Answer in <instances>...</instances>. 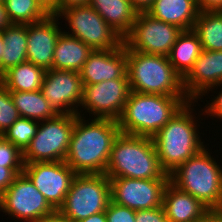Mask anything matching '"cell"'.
Segmentation results:
<instances>
[{
  "instance_id": "cell-6",
  "label": "cell",
  "mask_w": 222,
  "mask_h": 222,
  "mask_svg": "<svg viewBox=\"0 0 222 222\" xmlns=\"http://www.w3.org/2000/svg\"><path fill=\"white\" fill-rule=\"evenodd\" d=\"M126 59L131 91L187 97L183 79L174 70L167 56L137 52L126 46Z\"/></svg>"
},
{
  "instance_id": "cell-43",
  "label": "cell",
  "mask_w": 222,
  "mask_h": 222,
  "mask_svg": "<svg viewBox=\"0 0 222 222\" xmlns=\"http://www.w3.org/2000/svg\"><path fill=\"white\" fill-rule=\"evenodd\" d=\"M203 222H222V212H211Z\"/></svg>"
},
{
  "instance_id": "cell-17",
  "label": "cell",
  "mask_w": 222,
  "mask_h": 222,
  "mask_svg": "<svg viewBox=\"0 0 222 222\" xmlns=\"http://www.w3.org/2000/svg\"><path fill=\"white\" fill-rule=\"evenodd\" d=\"M79 73L83 85L128 79L126 45L123 42L116 49L93 50Z\"/></svg>"
},
{
  "instance_id": "cell-14",
  "label": "cell",
  "mask_w": 222,
  "mask_h": 222,
  "mask_svg": "<svg viewBox=\"0 0 222 222\" xmlns=\"http://www.w3.org/2000/svg\"><path fill=\"white\" fill-rule=\"evenodd\" d=\"M40 91L57 114L85 116L79 110L83 92L79 72L46 70Z\"/></svg>"
},
{
  "instance_id": "cell-34",
  "label": "cell",
  "mask_w": 222,
  "mask_h": 222,
  "mask_svg": "<svg viewBox=\"0 0 222 222\" xmlns=\"http://www.w3.org/2000/svg\"><path fill=\"white\" fill-rule=\"evenodd\" d=\"M222 87V83L220 85H217L216 86H213L212 88H210L206 93H209V91H212V89L214 90H217L218 87ZM222 89V88H221ZM211 102H208V104H206L204 106V109H203V112H204V115L203 116H206L207 115V118L210 116H212V119L213 117H216L217 119H219L220 121L222 120V90L219 91L218 95L216 97H214V99L210 100ZM206 113V114H205Z\"/></svg>"
},
{
  "instance_id": "cell-36",
  "label": "cell",
  "mask_w": 222,
  "mask_h": 222,
  "mask_svg": "<svg viewBox=\"0 0 222 222\" xmlns=\"http://www.w3.org/2000/svg\"><path fill=\"white\" fill-rule=\"evenodd\" d=\"M200 11H222V0H196Z\"/></svg>"
},
{
  "instance_id": "cell-25",
  "label": "cell",
  "mask_w": 222,
  "mask_h": 222,
  "mask_svg": "<svg viewBox=\"0 0 222 222\" xmlns=\"http://www.w3.org/2000/svg\"><path fill=\"white\" fill-rule=\"evenodd\" d=\"M45 70L30 62H24L10 68L1 77L0 82L10 91H38L40 90Z\"/></svg>"
},
{
  "instance_id": "cell-35",
  "label": "cell",
  "mask_w": 222,
  "mask_h": 222,
  "mask_svg": "<svg viewBox=\"0 0 222 222\" xmlns=\"http://www.w3.org/2000/svg\"><path fill=\"white\" fill-rule=\"evenodd\" d=\"M24 167L0 166V198L4 191L13 183L18 174L23 173Z\"/></svg>"
},
{
  "instance_id": "cell-15",
  "label": "cell",
  "mask_w": 222,
  "mask_h": 222,
  "mask_svg": "<svg viewBox=\"0 0 222 222\" xmlns=\"http://www.w3.org/2000/svg\"><path fill=\"white\" fill-rule=\"evenodd\" d=\"M111 201L133 210L162 207L170 179L109 178Z\"/></svg>"
},
{
  "instance_id": "cell-37",
  "label": "cell",
  "mask_w": 222,
  "mask_h": 222,
  "mask_svg": "<svg viewBox=\"0 0 222 222\" xmlns=\"http://www.w3.org/2000/svg\"><path fill=\"white\" fill-rule=\"evenodd\" d=\"M89 0H57L56 1V15L66 8L79 5H88Z\"/></svg>"
},
{
  "instance_id": "cell-38",
  "label": "cell",
  "mask_w": 222,
  "mask_h": 222,
  "mask_svg": "<svg viewBox=\"0 0 222 222\" xmlns=\"http://www.w3.org/2000/svg\"><path fill=\"white\" fill-rule=\"evenodd\" d=\"M38 222H73L64 216L59 210H55L53 213L42 217Z\"/></svg>"
},
{
  "instance_id": "cell-26",
  "label": "cell",
  "mask_w": 222,
  "mask_h": 222,
  "mask_svg": "<svg viewBox=\"0 0 222 222\" xmlns=\"http://www.w3.org/2000/svg\"><path fill=\"white\" fill-rule=\"evenodd\" d=\"M10 94L20 117L40 122L55 118L58 115L40 90L16 91L10 92Z\"/></svg>"
},
{
  "instance_id": "cell-12",
  "label": "cell",
  "mask_w": 222,
  "mask_h": 222,
  "mask_svg": "<svg viewBox=\"0 0 222 222\" xmlns=\"http://www.w3.org/2000/svg\"><path fill=\"white\" fill-rule=\"evenodd\" d=\"M131 90L129 79L102 81L92 85H83L79 109L91 117L118 121L124 110ZM82 106V107H81Z\"/></svg>"
},
{
  "instance_id": "cell-39",
  "label": "cell",
  "mask_w": 222,
  "mask_h": 222,
  "mask_svg": "<svg viewBox=\"0 0 222 222\" xmlns=\"http://www.w3.org/2000/svg\"><path fill=\"white\" fill-rule=\"evenodd\" d=\"M154 0H130L133 7L138 12H147V10L152 6Z\"/></svg>"
},
{
  "instance_id": "cell-19",
  "label": "cell",
  "mask_w": 222,
  "mask_h": 222,
  "mask_svg": "<svg viewBox=\"0 0 222 222\" xmlns=\"http://www.w3.org/2000/svg\"><path fill=\"white\" fill-rule=\"evenodd\" d=\"M162 207L168 222H203L211 213L197 198L170 181L164 190Z\"/></svg>"
},
{
  "instance_id": "cell-10",
  "label": "cell",
  "mask_w": 222,
  "mask_h": 222,
  "mask_svg": "<svg viewBox=\"0 0 222 222\" xmlns=\"http://www.w3.org/2000/svg\"><path fill=\"white\" fill-rule=\"evenodd\" d=\"M0 211L20 222H38L55 211L24 174H18L0 198Z\"/></svg>"
},
{
  "instance_id": "cell-3",
  "label": "cell",
  "mask_w": 222,
  "mask_h": 222,
  "mask_svg": "<svg viewBox=\"0 0 222 222\" xmlns=\"http://www.w3.org/2000/svg\"><path fill=\"white\" fill-rule=\"evenodd\" d=\"M105 174L108 178L170 179L152 137L123 133L112 144Z\"/></svg>"
},
{
  "instance_id": "cell-44",
  "label": "cell",
  "mask_w": 222,
  "mask_h": 222,
  "mask_svg": "<svg viewBox=\"0 0 222 222\" xmlns=\"http://www.w3.org/2000/svg\"><path fill=\"white\" fill-rule=\"evenodd\" d=\"M3 47H4V38L2 30H0V77H1V59H2Z\"/></svg>"
},
{
  "instance_id": "cell-22",
  "label": "cell",
  "mask_w": 222,
  "mask_h": 222,
  "mask_svg": "<svg viewBox=\"0 0 222 222\" xmlns=\"http://www.w3.org/2000/svg\"><path fill=\"white\" fill-rule=\"evenodd\" d=\"M92 51L87 44L62 31L55 44L53 69L80 72Z\"/></svg>"
},
{
  "instance_id": "cell-30",
  "label": "cell",
  "mask_w": 222,
  "mask_h": 222,
  "mask_svg": "<svg viewBox=\"0 0 222 222\" xmlns=\"http://www.w3.org/2000/svg\"><path fill=\"white\" fill-rule=\"evenodd\" d=\"M20 118L10 91L0 82V133L4 134Z\"/></svg>"
},
{
  "instance_id": "cell-16",
  "label": "cell",
  "mask_w": 222,
  "mask_h": 222,
  "mask_svg": "<svg viewBox=\"0 0 222 222\" xmlns=\"http://www.w3.org/2000/svg\"><path fill=\"white\" fill-rule=\"evenodd\" d=\"M57 15L49 14L44 20L27 24V62L46 70L53 69L57 38L62 33Z\"/></svg>"
},
{
  "instance_id": "cell-21",
  "label": "cell",
  "mask_w": 222,
  "mask_h": 222,
  "mask_svg": "<svg viewBox=\"0 0 222 222\" xmlns=\"http://www.w3.org/2000/svg\"><path fill=\"white\" fill-rule=\"evenodd\" d=\"M88 5L123 39L132 30L138 14L130 0H89Z\"/></svg>"
},
{
  "instance_id": "cell-11",
  "label": "cell",
  "mask_w": 222,
  "mask_h": 222,
  "mask_svg": "<svg viewBox=\"0 0 222 222\" xmlns=\"http://www.w3.org/2000/svg\"><path fill=\"white\" fill-rule=\"evenodd\" d=\"M182 31L180 27L160 21L147 12H138L132 30L123 42L130 50L168 56Z\"/></svg>"
},
{
  "instance_id": "cell-13",
  "label": "cell",
  "mask_w": 222,
  "mask_h": 222,
  "mask_svg": "<svg viewBox=\"0 0 222 222\" xmlns=\"http://www.w3.org/2000/svg\"><path fill=\"white\" fill-rule=\"evenodd\" d=\"M23 173L55 210L64 204L66 194L77 175L65 161L27 163Z\"/></svg>"
},
{
  "instance_id": "cell-7",
  "label": "cell",
  "mask_w": 222,
  "mask_h": 222,
  "mask_svg": "<svg viewBox=\"0 0 222 222\" xmlns=\"http://www.w3.org/2000/svg\"><path fill=\"white\" fill-rule=\"evenodd\" d=\"M111 201L110 180L106 174H77L58 209L73 222L104 212Z\"/></svg>"
},
{
  "instance_id": "cell-42",
  "label": "cell",
  "mask_w": 222,
  "mask_h": 222,
  "mask_svg": "<svg viewBox=\"0 0 222 222\" xmlns=\"http://www.w3.org/2000/svg\"><path fill=\"white\" fill-rule=\"evenodd\" d=\"M10 21L7 17L4 3L0 2V30H3L6 26L10 25Z\"/></svg>"
},
{
  "instance_id": "cell-40",
  "label": "cell",
  "mask_w": 222,
  "mask_h": 222,
  "mask_svg": "<svg viewBox=\"0 0 222 222\" xmlns=\"http://www.w3.org/2000/svg\"><path fill=\"white\" fill-rule=\"evenodd\" d=\"M45 10L51 14L56 15V1L57 0H37Z\"/></svg>"
},
{
  "instance_id": "cell-9",
  "label": "cell",
  "mask_w": 222,
  "mask_h": 222,
  "mask_svg": "<svg viewBox=\"0 0 222 222\" xmlns=\"http://www.w3.org/2000/svg\"><path fill=\"white\" fill-rule=\"evenodd\" d=\"M64 18L71 29L68 35L78 38L92 50H111L123 43V38L114 31L102 16L89 5L72 6L58 15ZM63 16V17H62Z\"/></svg>"
},
{
  "instance_id": "cell-8",
  "label": "cell",
  "mask_w": 222,
  "mask_h": 222,
  "mask_svg": "<svg viewBox=\"0 0 222 222\" xmlns=\"http://www.w3.org/2000/svg\"><path fill=\"white\" fill-rule=\"evenodd\" d=\"M77 114H58L40 121L35 136L23 152L24 164L65 161Z\"/></svg>"
},
{
  "instance_id": "cell-2",
  "label": "cell",
  "mask_w": 222,
  "mask_h": 222,
  "mask_svg": "<svg viewBox=\"0 0 222 222\" xmlns=\"http://www.w3.org/2000/svg\"><path fill=\"white\" fill-rule=\"evenodd\" d=\"M198 101L185 104L154 136L153 141L157 150L160 164L167 174L174 171L180 164L199 153L204 147V141L198 127L195 108ZM195 111V113L193 112ZM197 121V122H196ZM198 126V127H197Z\"/></svg>"
},
{
  "instance_id": "cell-1",
  "label": "cell",
  "mask_w": 222,
  "mask_h": 222,
  "mask_svg": "<svg viewBox=\"0 0 222 222\" xmlns=\"http://www.w3.org/2000/svg\"><path fill=\"white\" fill-rule=\"evenodd\" d=\"M118 121L77 115L65 162L76 174H105Z\"/></svg>"
},
{
  "instance_id": "cell-28",
  "label": "cell",
  "mask_w": 222,
  "mask_h": 222,
  "mask_svg": "<svg viewBox=\"0 0 222 222\" xmlns=\"http://www.w3.org/2000/svg\"><path fill=\"white\" fill-rule=\"evenodd\" d=\"M11 24H31L44 20L49 13L37 0H4Z\"/></svg>"
},
{
  "instance_id": "cell-27",
  "label": "cell",
  "mask_w": 222,
  "mask_h": 222,
  "mask_svg": "<svg viewBox=\"0 0 222 222\" xmlns=\"http://www.w3.org/2000/svg\"><path fill=\"white\" fill-rule=\"evenodd\" d=\"M192 30L202 50L222 51V11H200Z\"/></svg>"
},
{
  "instance_id": "cell-20",
  "label": "cell",
  "mask_w": 222,
  "mask_h": 222,
  "mask_svg": "<svg viewBox=\"0 0 222 222\" xmlns=\"http://www.w3.org/2000/svg\"><path fill=\"white\" fill-rule=\"evenodd\" d=\"M147 13L182 30H191L200 10L196 0H154Z\"/></svg>"
},
{
  "instance_id": "cell-24",
  "label": "cell",
  "mask_w": 222,
  "mask_h": 222,
  "mask_svg": "<svg viewBox=\"0 0 222 222\" xmlns=\"http://www.w3.org/2000/svg\"><path fill=\"white\" fill-rule=\"evenodd\" d=\"M2 34L1 76L10 68L27 61V24H10L2 30Z\"/></svg>"
},
{
  "instance_id": "cell-4",
  "label": "cell",
  "mask_w": 222,
  "mask_h": 222,
  "mask_svg": "<svg viewBox=\"0 0 222 222\" xmlns=\"http://www.w3.org/2000/svg\"><path fill=\"white\" fill-rule=\"evenodd\" d=\"M190 100L131 91L118 120L120 133L152 137Z\"/></svg>"
},
{
  "instance_id": "cell-23",
  "label": "cell",
  "mask_w": 222,
  "mask_h": 222,
  "mask_svg": "<svg viewBox=\"0 0 222 222\" xmlns=\"http://www.w3.org/2000/svg\"><path fill=\"white\" fill-rule=\"evenodd\" d=\"M201 52L202 45L197 34L192 29L183 30L167 57L174 70L183 79L193 68Z\"/></svg>"
},
{
  "instance_id": "cell-41",
  "label": "cell",
  "mask_w": 222,
  "mask_h": 222,
  "mask_svg": "<svg viewBox=\"0 0 222 222\" xmlns=\"http://www.w3.org/2000/svg\"><path fill=\"white\" fill-rule=\"evenodd\" d=\"M78 222H107L106 214L104 212H100L94 215H91L85 219H82Z\"/></svg>"
},
{
  "instance_id": "cell-18",
  "label": "cell",
  "mask_w": 222,
  "mask_h": 222,
  "mask_svg": "<svg viewBox=\"0 0 222 222\" xmlns=\"http://www.w3.org/2000/svg\"><path fill=\"white\" fill-rule=\"evenodd\" d=\"M221 83L222 51L202 50L193 68L183 78V89L190 101H198L210 88Z\"/></svg>"
},
{
  "instance_id": "cell-29",
  "label": "cell",
  "mask_w": 222,
  "mask_h": 222,
  "mask_svg": "<svg viewBox=\"0 0 222 222\" xmlns=\"http://www.w3.org/2000/svg\"><path fill=\"white\" fill-rule=\"evenodd\" d=\"M39 122L20 117L3 134L4 138L19 148L22 152L29 146L35 136Z\"/></svg>"
},
{
  "instance_id": "cell-5",
  "label": "cell",
  "mask_w": 222,
  "mask_h": 222,
  "mask_svg": "<svg viewBox=\"0 0 222 222\" xmlns=\"http://www.w3.org/2000/svg\"><path fill=\"white\" fill-rule=\"evenodd\" d=\"M204 147L170 176V182L180 190L191 194L211 212H222V167Z\"/></svg>"
},
{
  "instance_id": "cell-32",
  "label": "cell",
  "mask_w": 222,
  "mask_h": 222,
  "mask_svg": "<svg viewBox=\"0 0 222 222\" xmlns=\"http://www.w3.org/2000/svg\"><path fill=\"white\" fill-rule=\"evenodd\" d=\"M105 214L107 222H135L136 210L110 201Z\"/></svg>"
},
{
  "instance_id": "cell-45",
  "label": "cell",
  "mask_w": 222,
  "mask_h": 222,
  "mask_svg": "<svg viewBox=\"0 0 222 222\" xmlns=\"http://www.w3.org/2000/svg\"><path fill=\"white\" fill-rule=\"evenodd\" d=\"M4 138L3 134L0 133V141Z\"/></svg>"
},
{
  "instance_id": "cell-33",
  "label": "cell",
  "mask_w": 222,
  "mask_h": 222,
  "mask_svg": "<svg viewBox=\"0 0 222 222\" xmlns=\"http://www.w3.org/2000/svg\"><path fill=\"white\" fill-rule=\"evenodd\" d=\"M135 222H168L163 207L136 210Z\"/></svg>"
},
{
  "instance_id": "cell-31",
  "label": "cell",
  "mask_w": 222,
  "mask_h": 222,
  "mask_svg": "<svg viewBox=\"0 0 222 222\" xmlns=\"http://www.w3.org/2000/svg\"><path fill=\"white\" fill-rule=\"evenodd\" d=\"M23 152L3 138L0 141V166L24 167Z\"/></svg>"
}]
</instances>
